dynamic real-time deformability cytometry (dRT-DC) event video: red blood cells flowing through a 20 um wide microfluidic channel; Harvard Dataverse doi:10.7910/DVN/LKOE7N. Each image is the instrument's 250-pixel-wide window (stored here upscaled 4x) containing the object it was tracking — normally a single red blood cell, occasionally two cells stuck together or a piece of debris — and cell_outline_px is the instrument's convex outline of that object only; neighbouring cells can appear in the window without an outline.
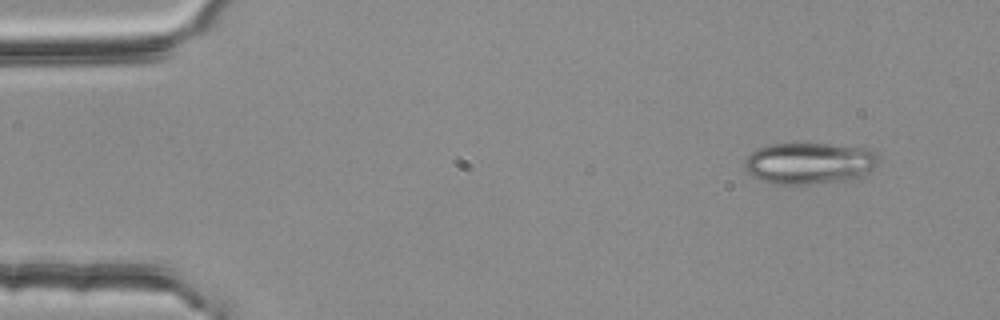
{"species": "common noctule bat (a hibernating species)", "species_latin": "Nyctalus noctula", "temperature_condition": "room temperature", "stored_images_in_passage": 3, "camera_frame_rate_fps": 3000, "um_per_image_px": 0.085, "animal": {"sex": "female", "body_mass_g": 25.1}, "frame": {"image": 1, "passage_image": 1, "time_ms": 0.0, "image_size_px": [1000, 320], "cell_outline_px": [[880, 160], [868, 176], [864, 180], [804, 184], [784, 184], [764, 180], [752, 176], [744, 168], [744, 160], [756, 148], [768, 144], [804, 140], [872, 148], [880, 156]], "centroid_in_image_um": [68.93, 13.82], "position_along_channel_um": 16.1, "area_um2": 34.39}}